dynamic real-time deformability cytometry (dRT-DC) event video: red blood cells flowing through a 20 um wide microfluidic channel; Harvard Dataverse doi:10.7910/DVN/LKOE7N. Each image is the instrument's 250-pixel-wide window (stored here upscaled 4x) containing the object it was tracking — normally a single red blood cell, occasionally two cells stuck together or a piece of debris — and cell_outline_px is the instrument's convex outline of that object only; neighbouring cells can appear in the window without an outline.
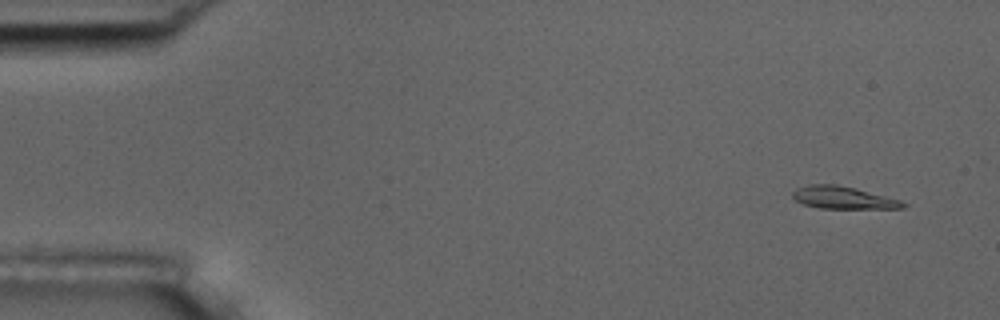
{"species": "common noctule bat (a hibernating species)", "species_latin": "Nyctalus noctula", "temperature_condition": "room temperature", "stored_images_in_passage": 54, "camera_frame_rate_fps": 3000, "um_per_image_px": 0.085, "animal": {"sex": "male", "body_mass_g": 17.5, "forearm_length_mm": 52.3}, "frame": {"image": 1, "passage_image": 4, "time_ms": 1.0, "image_size_px": [1000, 320], "cell_outline_px": [[908, 204], [904, 208], [820, 208], [804, 204], [796, 200], [792, 196], [792, 192], [796, 188], [808, 184], [836, 184], [856, 188], [900, 200]], "centroid_in_image_um": [71.65, 16.79], "position_along_channel_um": 13.3, "area_um2": 14.33}}
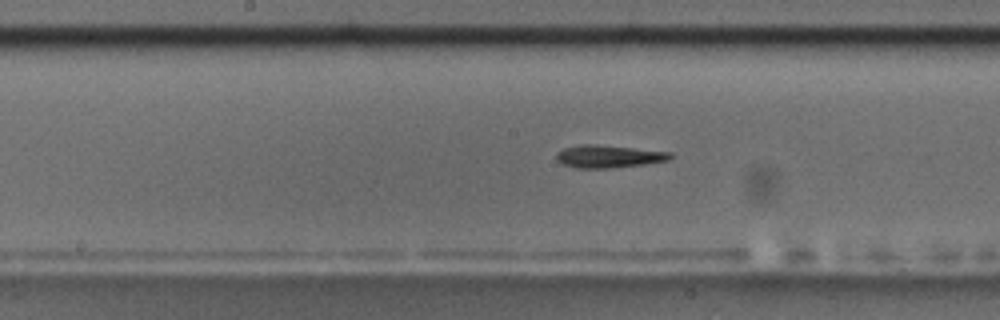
{"frame": {"image": 2, "passage_image": 28, "time_ms": 9.0, "image_size_px": [1000, 320], "cell_outline_px": [[672, 156], [668, 160], [644, 164], [608, 168], [576, 168], [564, 164], [556, 160], [556, 152], [564, 148], [580, 144], [592, 144], [672, 152]], "centroid_in_image_um": [51.69, 13.29], "position_along_channel_um": 196.5, "area_um2": 14.85}}
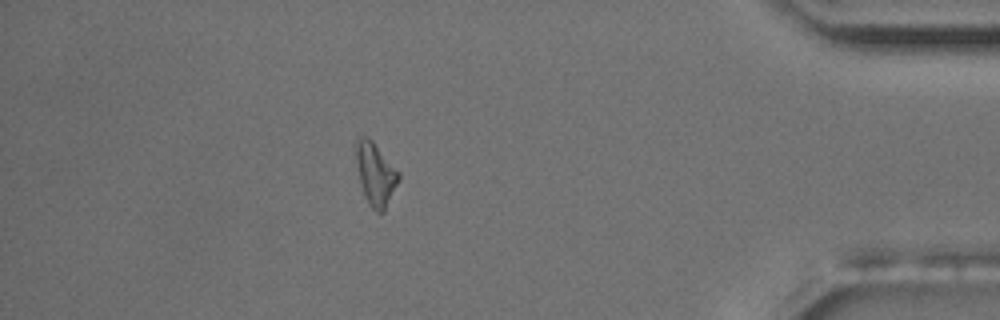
{"frame": {"image": 3, "passage_image": 48, "time_ms": 15.667, "image_size_px": [1000, 320], "cell_outline_px": [[400, 180], [384, 212], [376, 212], [368, 204], [360, 184], [356, 160], [356, 136], [368, 136], [372, 140], [400, 172]], "centroid_in_image_um": [31.93, 14.78], "position_along_channel_um": 403.3, "area_um2": 15.78}, "authors_computed_cell_mechanics": {"area_um2": 14.6523, "velocity_mm_per_s": 3.7434, "shape_relaxation_time_tau1_ms": 6.4211, "shape_relaxation_time_tau2_ms": 8.7279, "deformation_change_tau1": 0.2545, "deformation_change_tau2": 0.2265}}